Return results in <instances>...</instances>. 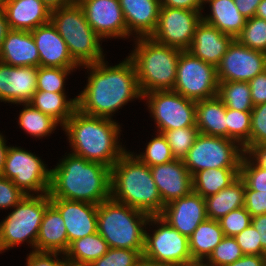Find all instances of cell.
<instances>
[{
  "mask_svg": "<svg viewBox=\"0 0 266 266\" xmlns=\"http://www.w3.org/2000/svg\"><path fill=\"white\" fill-rule=\"evenodd\" d=\"M90 75L83 91L77 96V109L87 115L111 118L112 113L132 99L143 98L134 64L127 57L115 66L104 60L83 65Z\"/></svg>",
  "mask_w": 266,
  "mask_h": 266,
  "instance_id": "cell-1",
  "label": "cell"
},
{
  "mask_svg": "<svg viewBox=\"0 0 266 266\" xmlns=\"http://www.w3.org/2000/svg\"><path fill=\"white\" fill-rule=\"evenodd\" d=\"M50 198L99 205L110 198L111 169L100 163L68 154L50 169Z\"/></svg>",
  "mask_w": 266,
  "mask_h": 266,
  "instance_id": "cell-2",
  "label": "cell"
},
{
  "mask_svg": "<svg viewBox=\"0 0 266 266\" xmlns=\"http://www.w3.org/2000/svg\"><path fill=\"white\" fill-rule=\"evenodd\" d=\"M72 147L71 154L111 167L126 152L119 144L120 125L114 120L90 116L76 109L62 126Z\"/></svg>",
  "mask_w": 266,
  "mask_h": 266,
  "instance_id": "cell-3",
  "label": "cell"
},
{
  "mask_svg": "<svg viewBox=\"0 0 266 266\" xmlns=\"http://www.w3.org/2000/svg\"><path fill=\"white\" fill-rule=\"evenodd\" d=\"M132 152H125L111 167L110 197L150 216L164 206L151 169Z\"/></svg>",
  "mask_w": 266,
  "mask_h": 266,
  "instance_id": "cell-4",
  "label": "cell"
},
{
  "mask_svg": "<svg viewBox=\"0 0 266 266\" xmlns=\"http://www.w3.org/2000/svg\"><path fill=\"white\" fill-rule=\"evenodd\" d=\"M128 58L134 64L142 96L148 92L173 90L181 50L160 44L151 37L136 38Z\"/></svg>",
  "mask_w": 266,
  "mask_h": 266,
  "instance_id": "cell-5",
  "label": "cell"
},
{
  "mask_svg": "<svg viewBox=\"0 0 266 266\" xmlns=\"http://www.w3.org/2000/svg\"><path fill=\"white\" fill-rule=\"evenodd\" d=\"M150 215L111 197L98 205L97 232L109 248L144 250L146 225Z\"/></svg>",
  "mask_w": 266,
  "mask_h": 266,
  "instance_id": "cell-6",
  "label": "cell"
},
{
  "mask_svg": "<svg viewBox=\"0 0 266 266\" xmlns=\"http://www.w3.org/2000/svg\"><path fill=\"white\" fill-rule=\"evenodd\" d=\"M50 21L64 39L69 54L79 65L104 60L102 40L87 22L83 8L77 1L51 10Z\"/></svg>",
  "mask_w": 266,
  "mask_h": 266,
  "instance_id": "cell-7",
  "label": "cell"
},
{
  "mask_svg": "<svg viewBox=\"0 0 266 266\" xmlns=\"http://www.w3.org/2000/svg\"><path fill=\"white\" fill-rule=\"evenodd\" d=\"M26 195L0 223V252L27 241L35 244L46 208L51 204L49 194Z\"/></svg>",
  "mask_w": 266,
  "mask_h": 266,
  "instance_id": "cell-8",
  "label": "cell"
},
{
  "mask_svg": "<svg viewBox=\"0 0 266 266\" xmlns=\"http://www.w3.org/2000/svg\"><path fill=\"white\" fill-rule=\"evenodd\" d=\"M244 155V147L233 139L199 133L183 162L193 175L209 168H240Z\"/></svg>",
  "mask_w": 266,
  "mask_h": 266,
  "instance_id": "cell-9",
  "label": "cell"
},
{
  "mask_svg": "<svg viewBox=\"0 0 266 266\" xmlns=\"http://www.w3.org/2000/svg\"><path fill=\"white\" fill-rule=\"evenodd\" d=\"M218 84L214 65L205 63L188 50L180 52L173 91L199 101L216 97Z\"/></svg>",
  "mask_w": 266,
  "mask_h": 266,
  "instance_id": "cell-10",
  "label": "cell"
},
{
  "mask_svg": "<svg viewBox=\"0 0 266 266\" xmlns=\"http://www.w3.org/2000/svg\"><path fill=\"white\" fill-rule=\"evenodd\" d=\"M148 222L159 225L153 235L145 230L142 256L169 266H182L192 260L187 236L180 234L159 215L150 216Z\"/></svg>",
  "mask_w": 266,
  "mask_h": 266,
  "instance_id": "cell-11",
  "label": "cell"
},
{
  "mask_svg": "<svg viewBox=\"0 0 266 266\" xmlns=\"http://www.w3.org/2000/svg\"><path fill=\"white\" fill-rule=\"evenodd\" d=\"M51 170L33 153L18 147H9L1 176L12 180L27 195L34 192L48 194Z\"/></svg>",
  "mask_w": 266,
  "mask_h": 266,
  "instance_id": "cell-12",
  "label": "cell"
},
{
  "mask_svg": "<svg viewBox=\"0 0 266 266\" xmlns=\"http://www.w3.org/2000/svg\"><path fill=\"white\" fill-rule=\"evenodd\" d=\"M148 108L158 133L189 126H196V101L185 98L173 90L148 92Z\"/></svg>",
  "mask_w": 266,
  "mask_h": 266,
  "instance_id": "cell-13",
  "label": "cell"
},
{
  "mask_svg": "<svg viewBox=\"0 0 266 266\" xmlns=\"http://www.w3.org/2000/svg\"><path fill=\"white\" fill-rule=\"evenodd\" d=\"M201 20L202 13L198 11L161 7L157 27L151 38L181 51L189 50Z\"/></svg>",
  "mask_w": 266,
  "mask_h": 266,
  "instance_id": "cell-14",
  "label": "cell"
},
{
  "mask_svg": "<svg viewBox=\"0 0 266 266\" xmlns=\"http://www.w3.org/2000/svg\"><path fill=\"white\" fill-rule=\"evenodd\" d=\"M216 69L218 82H249L266 70V53L243 46L234 39Z\"/></svg>",
  "mask_w": 266,
  "mask_h": 266,
  "instance_id": "cell-15",
  "label": "cell"
},
{
  "mask_svg": "<svg viewBox=\"0 0 266 266\" xmlns=\"http://www.w3.org/2000/svg\"><path fill=\"white\" fill-rule=\"evenodd\" d=\"M87 22L101 38H127L129 32L119 0H77Z\"/></svg>",
  "mask_w": 266,
  "mask_h": 266,
  "instance_id": "cell-16",
  "label": "cell"
},
{
  "mask_svg": "<svg viewBox=\"0 0 266 266\" xmlns=\"http://www.w3.org/2000/svg\"><path fill=\"white\" fill-rule=\"evenodd\" d=\"M159 216L180 234L190 237L199 224L208 218L205 198L192 190L165 205Z\"/></svg>",
  "mask_w": 266,
  "mask_h": 266,
  "instance_id": "cell-17",
  "label": "cell"
},
{
  "mask_svg": "<svg viewBox=\"0 0 266 266\" xmlns=\"http://www.w3.org/2000/svg\"><path fill=\"white\" fill-rule=\"evenodd\" d=\"M50 202L64 220L68 247L74 240L97 232L98 205L60 198H50Z\"/></svg>",
  "mask_w": 266,
  "mask_h": 266,
  "instance_id": "cell-18",
  "label": "cell"
},
{
  "mask_svg": "<svg viewBox=\"0 0 266 266\" xmlns=\"http://www.w3.org/2000/svg\"><path fill=\"white\" fill-rule=\"evenodd\" d=\"M37 67H14L0 62L1 102L24 104L37 90Z\"/></svg>",
  "mask_w": 266,
  "mask_h": 266,
  "instance_id": "cell-19",
  "label": "cell"
},
{
  "mask_svg": "<svg viewBox=\"0 0 266 266\" xmlns=\"http://www.w3.org/2000/svg\"><path fill=\"white\" fill-rule=\"evenodd\" d=\"M150 169L163 206L192 191V175L183 160L174 159L165 164L152 166Z\"/></svg>",
  "mask_w": 266,
  "mask_h": 266,
  "instance_id": "cell-20",
  "label": "cell"
},
{
  "mask_svg": "<svg viewBox=\"0 0 266 266\" xmlns=\"http://www.w3.org/2000/svg\"><path fill=\"white\" fill-rule=\"evenodd\" d=\"M37 46L40 66L56 68H77L79 65L69 54L64 39L50 21L31 31Z\"/></svg>",
  "mask_w": 266,
  "mask_h": 266,
  "instance_id": "cell-21",
  "label": "cell"
},
{
  "mask_svg": "<svg viewBox=\"0 0 266 266\" xmlns=\"http://www.w3.org/2000/svg\"><path fill=\"white\" fill-rule=\"evenodd\" d=\"M1 9L10 30L31 32L51 18V9L42 0H6Z\"/></svg>",
  "mask_w": 266,
  "mask_h": 266,
  "instance_id": "cell-22",
  "label": "cell"
},
{
  "mask_svg": "<svg viewBox=\"0 0 266 266\" xmlns=\"http://www.w3.org/2000/svg\"><path fill=\"white\" fill-rule=\"evenodd\" d=\"M233 40L231 36L201 20L195 29L194 38L188 51L205 63L217 67Z\"/></svg>",
  "mask_w": 266,
  "mask_h": 266,
  "instance_id": "cell-23",
  "label": "cell"
},
{
  "mask_svg": "<svg viewBox=\"0 0 266 266\" xmlns=\"http://www.w3.org/2000/svg\"><path fill=\"white\" fill-rule=\"evenodd\" d=\"M129 36L151 37L157 27L160 0H119Z\"/></svg>",
  "mask_w": 266,
  "mask_h": 266,
  "instance_id": "cell-24",
  "label": "cell"
},
{
  "mask_svg": "<svg viewBox=\"0 0 266 266\" xmlns=\"http://www.w3.org/2000/svg\"><path fill=\"white\" fill-rule=\"evenodd\" d=\"M0 62L14 66H40L37 46L29 31L10 30L0 50Z\"/></svg>",
  "mask_w": 266,
  "mask_h": 266,
  "instance_id": "cell-25",
  "label": "cell"
},
{
  "mask_svg": "<svg viewBox=\"0 0 266 266\" xmlns=\"http://www.w3.org/2000/svg\"><path fill=\"white\" fill-rule=\"evenodd\" d=\"M67 249L68 237L64 220L60 212L50 204L42 218L35 251L59 252L63 255Z\"/></svg>",
  "mask_w": 266,
  "mask_h": 266,
  "instance_id": "cell-26",
  "label": "cell"
},
{
  "mask_svg": "<svg viewBox=\"0 0 266 266\" xmlns=\"http://www.w3.org/2000/svg\"><path fill=\"white\" fill-rule=\"evenodd\" d=\"M204 2L210 4L211 13L205 17L202 15V21L236 39L244 28L247 18L240 13L234 0H204Z\"/></svg>",
  "mask_w": 266,
  "mask_h": 266,
  "instance_id": "cell-27",
  "label": "cell"
},
{
  "mask_svg": "<svg viewBox=\"0 0 266 266\" xmlns=\"http://www.w3.org/2000/svg\"><path fill=\"white\" fill-rule=\"evenodd\" d=\"M226 107L216 96L196 101V127L199 133L227 138Z\"/></svg>",
  "mask_w": 266,
  "mask_h": 266,
  "instance_id": "cell-28",
  "label": "cell"
},
{
  "mask_svg": "<svg viewBox=\"0 0 266 266\" xmlns=\"http://www.w3.org/2000/svg\"><path fill=\"white\" fill-rule=\"evenodd\" d=\"M245 183L240 176L217 194L205 198L206 215L219 220L229 212L244 207Z\"/></svg>",
  "mask_w": 266,
  "mask_h": 266,
  "instance_id": "cell-29",
  "label": "cell"
},
{
  "mask_svg": "<svg viewBox=\"0 0 266 266\" xmlns=\"http://www.w3.org/2000/svg\"><path fill=\"white\" fill-rule=\"evenodd\" d=\"M108 249L106 240L96 232L71 242L64 257L68 266H88L102 257Z\"/></svg>",
  "mask_w": 266,
  "mask_h": 266,
  "instance_id": "cell-30",
  "label": "cell"
},
{
  "mask_svg": "<svg viewBox=\"0 0 266 266\" xmlns=\"http://www.w3.org/2000/svg\"><path fill=\"white\" fill-rule=\"evenodd\" d=\"M66 98L65 93L36 90L29 103L63 126L77 109V97L70 100Z\"/></svg>",
  "mask_w": 266,
  "mask_h": 266,
  "instance_id": "cell-31",
  "label": "cell"
},
{
  "mask_svg": "<svg viewBox=\"0 0 266 266\" xmlns=\"http://www.w3.org/2000/svg\"><path fill=\"white\" fill-rule=\"evenodd\" d=\"M224 234L218 220L207 218L188 237L192 260H206L221 242Z\"/></svg>",
  "mask_w": 266,
  "mask_h": 266,
  "instance_id": "cell-32",
  "label": "cell"
},
{
  "mask_svg": "<svg viewBox=\"0 0 266 266\" xmlns=\"http://www.w3.org/2000/svg\"><path fill=\"white\" fill-rule=\"evenodd\" d=\"M240 168H209L192 175V190L203 198L217 194L239 177Z\"/></svg>",
  "mask_w": 266,
  "mask_h": 266,
  "instance_id": "cell-33",
  "label": "cell"
},
{
  "mask_svg": "<svg viewBox=\"0 0 266 266\" xmlns=\"http://www.w3.org/2000/svg\"><path fill=\"white\" fill-rule=\"evenodd\" d=\"M217 97L226 108L239 111H252L251 88L248 82H219Z\"/></svg>",
  "mask_w": 266,
  "mask_h": 266,
  "instance_id": "cell-34",
  "label": "cell"
},
{
  "mask_svg": "<svg viewBox=\"0 0 266 266\" xmlns=\"http://www.w3.org/2000/svg\"><path fill=\"white\" fill-rule=\"evenodd\" d=\"M23 106L25 107L20 111L18 122L26 133L36 138L46 137L58 126L55 119L34 108L30 103H24Z\"/></svg>",
  "mask_w": 266,
  "mask_h": 266,
  "instance_id": "cell-35",
  "label": "cell"
},
{
  "mask_svg": "<svg viewBox=\"0 0 266 266\" xmlns=\"http://www.w3.org/2000/svg\"><path fill=\"white\" fill-rule=\"evenodd\" d=\"M227 138L239 142L245 150L250 149L251 111L226 108Z\"/></svg>",
  "mask_w": 266,
  "mask_h": 266,
  "instance_id": "cell-36",
  "label": "cell"
},
{
  "mask_svg": "<svg viewBox=\"0 0 266 266\" xmlns=\"http://www.w3.org/2000/svg\"><path fill=\"white\" fill-rule=\"evenodd\" d=\"M199 130L196 126L177 128L163 131L162 135L169 144L175 159L183 160L190 148L193 146Z\"/></svg>",
  "mask_w": 266,
  "mask_h": 266,
  "instance_id": "cell-37",
  "label": "cell"
},
{
  "mask_svg": "<svg viewBox=\"0 0 266 266\" xmlns=\"http://www.w3.org/2000/svg\"><path fill=\"white\" fill-rule=\"evenodd\" d=\"M236 40L243 46L266 53V20L256 16L247 19Z\"/></svg>",
  "mask_w": 266,
  "mask_h": 266,
  "instance_id": "cell-38",
  "label": "cell"
},
{
  "mask_svg": "<svg viewBox=\"0 0 266 266\" xmlns=\"http://www.w3.org/2000/svg\"><path fill=\"white\" fill-rule=\"evenodd\" d=\"M74 69L39 66L37 68V90L65 93V79Z\"/></svg>",
  "mask_w": 266,
  "mask_h": 266,
  "instance_id": "cell-39",
  "label": "cell"
},
{
  "mask_svg": "<svg viewBox=\"0 0 266 266\" xmlns=\"http://www.w3.org/2000/svg\"><path fill=\"white\" fill-rule=\"evenodd\" d=\"M135 156L149 167L165 164L175 159L165 137L158 132L157 136L148 142L145 153Z\"/></svg>",
  "mask_w": 266,
  "mask_h": 266,
  "instance_id": "cell-40",
  "label": "cell"
},
{
  "mask_svg": "<svg viewBox=\"0 0 266 266\" xmlns=\"http://www.w3.org/2000/svg\"><path fill=\"white\" fill-rule=\"evenodd\" d=\"M244 254L234 237L224 236L206 261L214 266H227Z\"/></svg>",
  "mask_w": 266,
  "mask_h": 266,
  "instance_id": "cell-41",
  "label": "cell"
},
{
  "mask_svg": "<svg viewBox=\"0 0 266 266\" xmlns=\"http://www.w3.org/2000/svg\"><path fill=\"white\" fill-rule=\"evenodd\" d=\"M142 253L143 250L109 248L102 257L88 266H136Z\"/></svg>",
  "mask_w": 266,
  "mask_h": 266,
  "instance_id": "cell-42",
  "label": "cell"
},
{
  "mask_svg": "<svg viewBox=\"0 0 266 266\" xmlns=\"http://www.w3.org/2000/svg\"><path fill=\"white\" fill-rule=\"evenodd\" d=\"M239 176L244 181L245 188L266 192V169L259 167L246 153L241 162Z\"/></svg>",
  "mask_w": 266,
  "mask_h": 266,
  "instance_id": "cell-43",
  "label": "cell"
},
{
  "mask_svg": "<svg viewBox=\"0 0 266 266\" xmlns=\"http://www.w3.org/2000/svg\"><path fill=\"white\" fill-rule=\"evenodd\" d=\"M251 215L245 207L233 210L218 220L224 236L234 237L251 224Z\"/></svg>",
  "mask_w": 266,
  "mask_h": 266,
  "instance_id": "cell-44",
  "label": "cell"
},
{
  "mask_svg": "<svg viewBox=\"0 0 266 266\" xmlns=\"http://www.w3.org/2000/svg\"><path fill=\"white\" fill-rule=\"evenodd\" d=\"M266 144V103L254 106L251 111L250 148Z\"/></svg>",
  "mask_w": 266,
  "mask_h": 266,
  "instance_id": "cell-45",
  "label": "cell"
},
{
  "mask_svg": "<svg viewBox=\"0 0 266 266\" xmlns=\"http://www.w3.org/2000/svg\"><path fill=\"white\" fill-rule=\"evenodd\" d=\"M244 255H263L258 231L250 224L247 228L234 236Z\"/></svg>",
  "mask_w": 266,
  "mask_h": 266,
  "instance_id": "cell-46",
  "label": "cell"
},
{
  "mask_svg": "<svg viewBox=\"0 0 266 266\" xmlns=\"http://www.w3.org/2000/svg\"><path fill=\"white\" fill-rule=\"evenodd\" d=\"M27 194L17 187L12 180L0 175V208L6 209L17 205Z\"/></svg>",
  "mask_w": 266,
  "mask_h": 266,
  "instance_id": "cell-47",
  "label": "cell"
},
{
  "mask_svg": "<svg viewBox=\"0 0 266 266\" xmlns=\"http://www.w3.org/2000/svg\"><path fill=\"white\" fill-rule=\"evenodd\" d=\"M244 207L251 217L266 214V192L245 188Z\"/></svg>",
  "mask_w": 266,
  "mask_h": 266,
  "instance_id": "cell-48",
  "label": "cell"
},
{
  "mask_svg": "<svg viewBox=\"0 0 266 266\" xmlns=\"http://www.w3.org/2000/svg\"><path fill=\"white\" fill-rule=\"evenodd\" d=\"M59 252H37L32 250L27 257V266H68L66 258L58 259ZM57 258V259H56Z\"/></svg>",
  "mask_w": 266,
  "mask_h": 266,
  "instance_id": "cell-49",
  "label": "cell"
},
{
  "mask_svg": "<svg viewBox=\"0 0 266 266\" xmlns=\"http://www.w3.org/2000/svg\"><path fill=\"white\" fill-rule=\"evenodd\" d=\"M251 99L254 106L266 103V70L256 75L249 82Z\"/></svg>",
  "mask_w": 266,
  "mask_h": 266,
  "instance_id": "cell-50",
  "label": "cell"
},
{
  "mask_svg": "<svg viewBox=\"0 0 266 266\" xmlns=\"http://www.w3.org/2000/svg\"><path fill=\"white\" fill-rule=\"evenodd\" d=\"M161 7L187 9L201 12L204 0H160Z\"/></svg>",
  "mask_w": 266,
  "mask_h": 266,
  "instance_id": "cell-51",
  "label": "cell"
},
{
  "mask_svg": "<svg viewBox=\"0 0 266 266\" xmlns=\"http://www.w3.org/2000/svg\"><path fill=\"white\" fill-rule=\"evenodd\" d=\"M251 224L258 231L259 240L263 249V256H266V214L252 217Z\"/></svg>",
  "mask_w": 266,
  "mask_h": 266,
  "instance_id": "cell-52",
  "label": "cell"
},
{
  "mask_svg": "<svg viewBox=\"0 0 266 266\" xmlns=\"http://www.w3.org/2000/svg\"><path fill=\"white\" fill-rule=\"evenodd\" d=\"M262 0H234L240 13L247 19L255 16L257 7Z\"/></svg>",
  "mask_w": 266,
  "mask_h": 266,
  "instance_id": "cell-53",
  "label": "cell"
},
{
  "mask_svg": "<svg viewBox=\"0 0 266 266\" xmlns=\"http://www.w3.org/2000/svg\"><path fill=\"white\" fill-rule=\"evenodd\" d=\"M252 160L261 168L266 169V144L253 145L247 152ZM252 156V157H251Z\"/></svg>",
  "mask_w": 266,
  "mask_h": 266,
  "instance_id": "cell-54",
  "label": "cell"
},
{
  "mask_svg": "<svg viewBox=\"0 0 266 266\" xmlns=\"http://www.w3.org/2000/svg\"><path fill=\"white\" fill-rule=\"evenodd\" d=\"M266 256L263 255H243L240 259L227 266H263Z\"/></svg>",
  "mask_w": 266,
  "mask_h": 266,
  "instance_id": "cell-55",
  "label": "cell"
},
{
  "mask_svg": "<svg viewBox=\"0 0 266 266\" xmlns=\"http://www.w3.org/2000/svg\"><path fill=\"white\" fill-rule=\"evenodd\" d=\"M9 31H10V27L8 25L5 13L0 8V50H1L2 44L5 40V37L7 36V33Z\"/></svg>",
  "mask_w": 266,
  "mask_h": 266,
  "instance_id": "cell-56",
  "label": "cell"
},
{
  "mask_svg": "<svg viewBox=\"0 0 266 266\" xmlns=\"http://www.w3.org/2000/svg\"><path fill=\"white\" fill-rule=\"evenodd\" d=\"M6 140L4 139L3 135L0 134V175L3 172L4 165H5V159H6V154L8 151V146H6Z\"/></svg>",
  "mask_w": 266,
  "mask_h": 266,
  "instance_id": "cell-57",
  "label": "cell"
},
{
  "mask_svg": "<svg viewBox=\"0 0 266 266\" xmlns=\"http://www.w3.org/2000/svg\"><path fill=\"white\" fill-rule=\"evenodd\" d=\"M51 10L70 5L75 0H42Z\"/></svg>",
  "mask_w": 266,
  "mask_h": 266,
  "instance_id": "cell-58",
  "label": "cell"
},
{
  "mask_svg": "<svg viewBox=\"0 0 266 266\" xmlns=\"http://www.w3.org/2000/svg\"><path fill=\"white\" fill-rule=\"evenodd\" d=\"M136 266H169V265L157 263L142 256L137 262Z\"/></svg>",
  "mask_w": 266,
  "mask_h": 266,
  "instance_id": "cell-59",
  "label": "cell"
},
{
  "mask_svg": "<svg viewBox=\"0 0 266 266\" xmlns=\"http://www.w3.org/2000/svg\"><path fill=\"white\" fill-rule=\"evenodd\" d=\"M255 16L266 20V0H262L259 3Z\"/></svg>",
  "mask_w": 266,
  "mask_h": 266,
  "instance_id": "cell-60",
  "label": "cell"
},
{
  "mask_svg": "<svg viewBox=\"0 0 266 266\" xmlns=\"http://www.w3.org/2000/svg\"><path fill=\"white\" fill-rule=\"evenodd\" d=\"M205 261L206 260H191V261H188L185 265H182V266H214L211 263H209L208 261H207V263H205Z\"/></svg>",
  "mask_w": 266,
  "mask_h": 266,
  "instance_id": "cell-61",
  "label": "cell"
},
{
  "mask_svg": "<svg viewBox=\"0 0 266 266\" xmlns=\"http://www.w3.org/2000/svg\"><path fill=\"white\" fill-rule=\"evenodd\" d=\"M6 0H0V8L5 4Z\"/></svg>",
  "mask_w": 266,
  "mask_h": 266,
  "instance_id": "cell-62",
  "label": "cell"
}]
</instances>
